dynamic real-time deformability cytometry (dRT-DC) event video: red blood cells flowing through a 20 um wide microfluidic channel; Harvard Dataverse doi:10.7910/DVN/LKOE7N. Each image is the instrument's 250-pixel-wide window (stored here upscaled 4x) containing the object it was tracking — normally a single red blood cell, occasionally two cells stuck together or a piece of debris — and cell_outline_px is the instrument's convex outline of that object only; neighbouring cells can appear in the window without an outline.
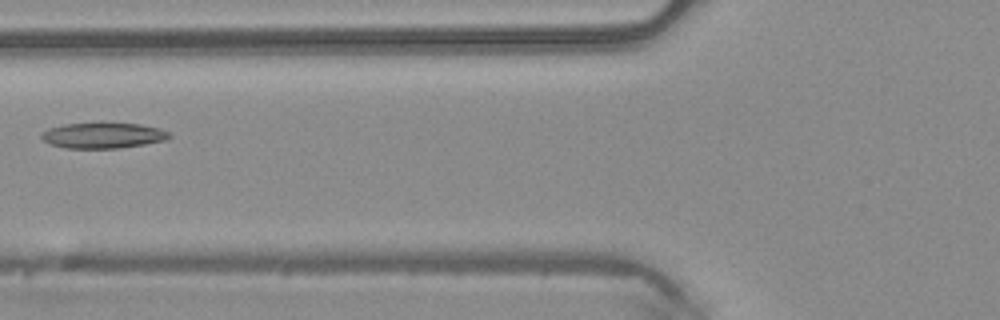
{"species": "common noctule bat (a hibernating species)", "species_latin": "Nyctalus noctula", "temperature_condition": "warm", "stored_images_in_passage": 5, "camera_frame_rate_fps": 3000, "um_per_image_px": 0.085, "animal": {"sex": "male", "body_mass_g": 20.4}, "frame": {"image": 1, "passage_image": 5, "time_ms": 1.333, "image_size_px": [1000, 320], "cell_outline_px": [[172, 136], [164, 140], [144, 144], [116, 148], [64, 148], [48, 144], [40, 136], [40, 132], [48, 128], [64, 124], [140, 124], [160, 128], [168, 132]], "centroid_in_image_um": [8.7, 11.52], "position_along_channel_um": 117.1, "area_um2": 18.84}}